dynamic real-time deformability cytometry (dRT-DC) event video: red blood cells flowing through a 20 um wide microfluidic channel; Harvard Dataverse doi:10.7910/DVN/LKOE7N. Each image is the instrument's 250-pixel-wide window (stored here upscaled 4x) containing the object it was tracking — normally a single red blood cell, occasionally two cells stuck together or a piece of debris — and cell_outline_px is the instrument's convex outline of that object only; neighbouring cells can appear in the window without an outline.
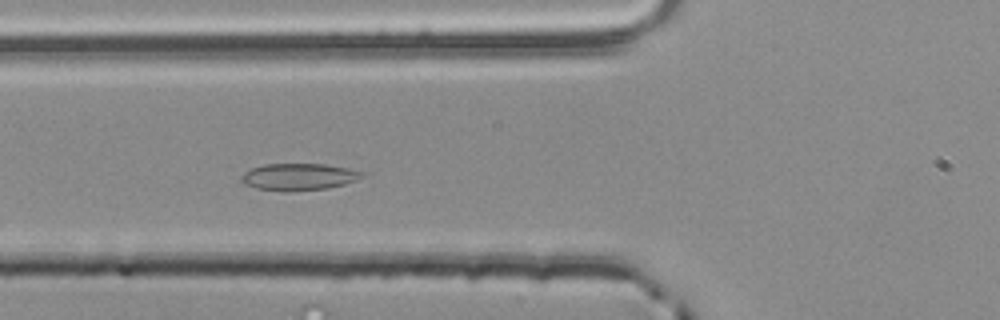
{"species": "common noctule bat (a hibernating species)", "species_latin": "Nyctalus noctula", "temperature_condition": "room temperature", "stored_images_in_passage": 52, "segment_of_instrument_passage": [2, 3], "camera_frame_rate_fps": 3000, "um_per_image_px": 0.085, "animal": {"sex": "male", "body_mass_g": 20.4}, "frame": {"image": 1, "passage_image": 17, "time_ms": 5.333, "image_size_px": [1000, 320], "cell_outline_px": [[364, 176], [356, 180], [344, 184], [328, 188], [256, 188], [244, 184], [240, 180], [240, 176], [244, 172], [252, 168], [264, 164], [324, 164], [348, 168], [364, 172]], "centroid_in_image_um": [25.41, 14.97], "position_along_channel_um": 100.4, "area_um2": 17.98}}
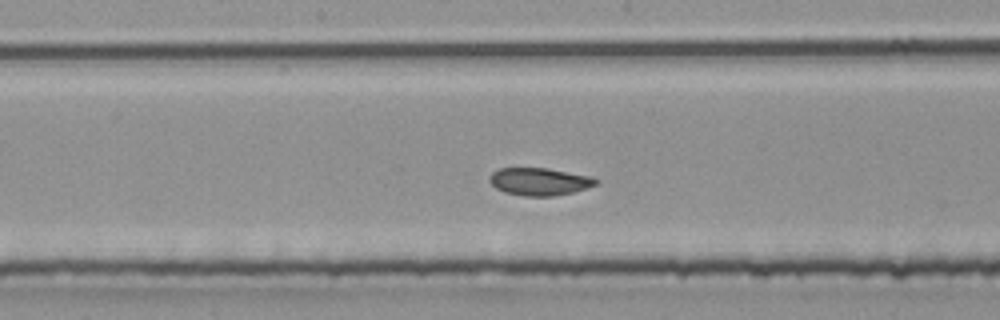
{"frame": {"image": 2, "passage_image": 25, "time_ms": 8.0, "image_size_px": [1000, 320], "cell_outline_px": [[600, 180], [596, 184], [572, 192], [552, 196], [524, 196], [504, 192], [496, 188], [488, 180], [488, 176], [496, 168], [548, 168], [592, 176]], "centroid_in_image_um": [45.82, 15.42], "position_along_channel_um": 202.4, "area_um2": 17.17}}
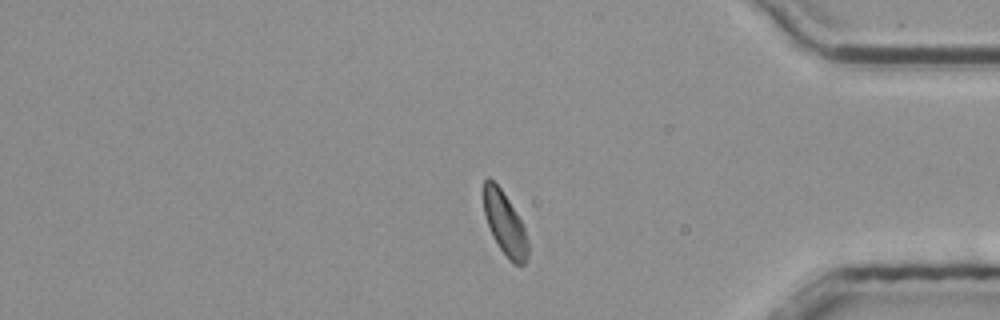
{"frame": {"image": 3, "passage_image": 42, "time_ms": 13.667, "image_size_px": [1000, 320], "cell_outline_px": [[528, 260], [524, 264], [516, 264], [508, 260], [492, 236], [484, 212], [484, 180], [488, 176], [500, 188], [524, 224], [528, 240]], "centroid_in_image_um": [42.94, 19.04], "position_along_channel_um": 392.3, "area_um2": 16.24}}